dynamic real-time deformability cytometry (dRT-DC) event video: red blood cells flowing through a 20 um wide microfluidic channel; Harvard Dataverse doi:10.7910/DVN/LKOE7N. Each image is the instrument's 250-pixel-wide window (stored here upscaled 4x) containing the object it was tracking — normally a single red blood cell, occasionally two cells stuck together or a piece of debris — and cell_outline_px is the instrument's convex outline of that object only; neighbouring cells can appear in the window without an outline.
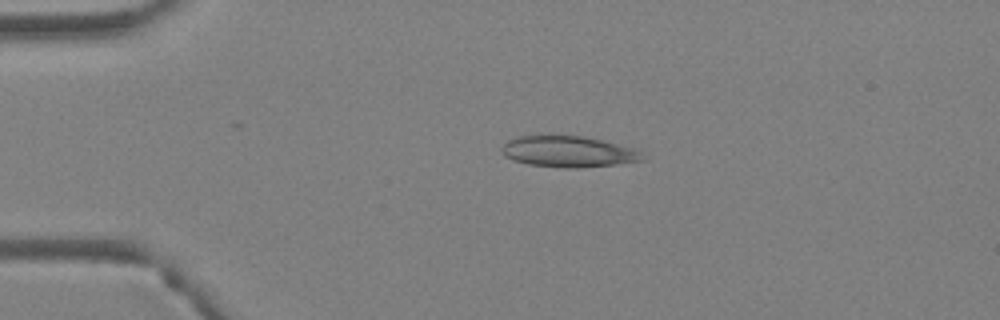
{"species": "Egyptian fruit bat (a non-hibernating species)", "species_latin": "Rousettus aegyptiacus", "temperature_condition": "warm", "stored_images_in_passage": 5, "camera_frame_rate_fps": 3000, "um_per_image_px": 0.085, "animal": {"sex": "female"}, "frame": {"image": 1, "passage_image": 3, "time_ms": 0.667, "image_size_px": [1000, 320], "cell_outline_px": [[644, 160], [616, 164], [580, 168], [564, 168], [528, 164], [512, 160], [504, 156], [500, 152], [500, 148], [508, 140], [520, 136], [548, 132], [552, 132], [584, 136], [636, 148], [640, 152]], "centroid_in_image_um": [48.23, 12.84], "position_along_channel_um": 36.8, "area_um2": 26.47}}
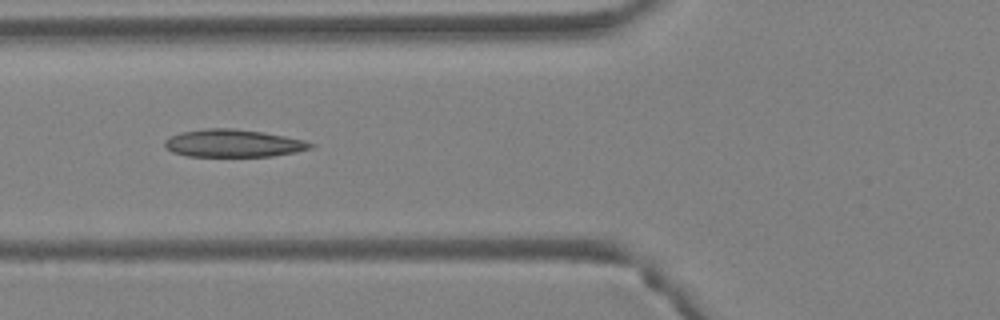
{"frame": {"image": 2, "passage_image": 5, "time_ms": 1.333, "image_size_px": [1000, 320], "cell_outline_px": [[316, 144], [312, 148], [296, 152], [272, 156], [188, 156], [172, 152], [164, 148], [164, 140], [180, 132], [208, 128], [232, 128], [264, 132], [304, 140]], "centroid_in_image_um": [19.82, 12.18], "position_along_channel_um": 106.0, "area_um2": 23.52}}